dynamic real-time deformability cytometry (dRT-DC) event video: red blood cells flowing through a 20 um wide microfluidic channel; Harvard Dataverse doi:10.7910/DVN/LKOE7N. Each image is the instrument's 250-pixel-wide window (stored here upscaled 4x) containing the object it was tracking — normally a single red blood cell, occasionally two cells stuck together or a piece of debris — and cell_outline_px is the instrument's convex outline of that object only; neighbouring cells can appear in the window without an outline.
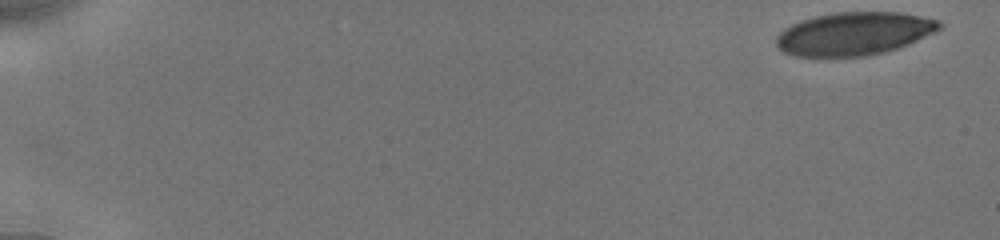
{"species": "human", "species_latin": "Homo sapiens", "temperature_condition": "cold", "stored_images_in_passage": 9, "camera_frame_rate_fps": 3000, "um_per_image_px": 0.085, "donor": {"sex": "male"}, "frame": {"image": 1, "passage_image": 1, "time_ms": 0.0, "image_size_px": [1000, 240], "cell_outline_px": [[944, 24], [940, 28], [900, 48], [868, 56], [824, 60], [796, 56], [784, 52], [776, 44], [776, 36], [784, 28], [800, 20], [816, 16], [836, 12], [900, 12], [940, 20]], "centroid_in_image_um": [72.54, 2.91], "position_along_channel_um": 12.5, "area_um2": 41.85}}
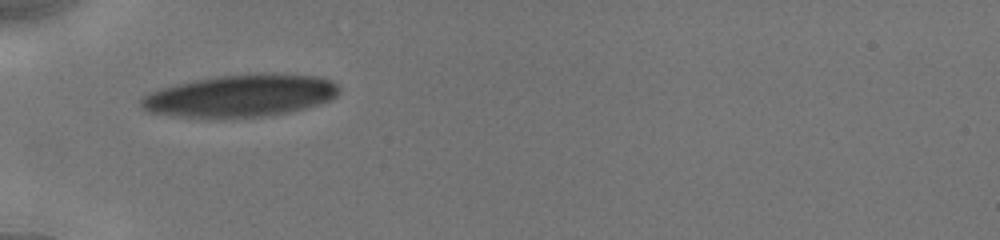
{"frame": {"image": 2, "passage_image": 6, "time_ms": 5.667, "image_size_px": [1000, 240], "cell_outline_px": [[340, 92], [336, 96], [328, 100], [304, 108], [288, 112], [260, 116], [208, 120], [148, 112], [140, 104], [140, 96], [148, 92], [160, 88], [176, 84], [196, 80], [220, 76], [268, 72], [272, 72], [320, 76], [332, 80], [340, 88]], "centroid_in_image_um": [20.42, 8.14], "position_along_channel_um": 64.6, "area_um2": 49.48}}
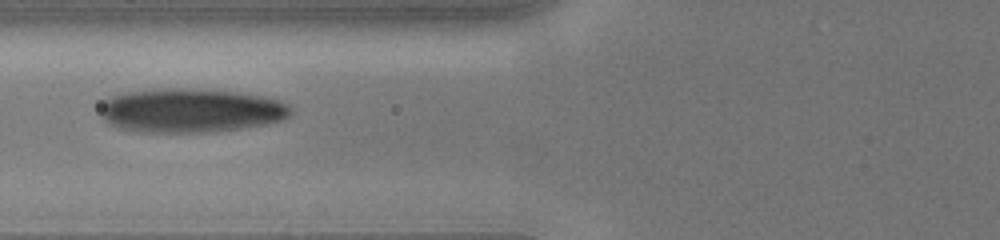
{"frame": {"image": 3, "passage_image": 8, "time_ms": 7.0, "image_size_px": [1000, 240], "cell_outline_px": [[292, 112], [284, 120], [268, 124], [216, 132], [140, 132], [120, 128], [104, 120], [100, 116], [100, 104], [104, 100], [120, 92], [164, 88], [192, 88], [240, 92], [280, 100], [288, 104], [292, 108]], "centroid_in_image_um": [16.21, 9.38], "position_along_channel_um": 109.6, "area_um2": 49.53}}